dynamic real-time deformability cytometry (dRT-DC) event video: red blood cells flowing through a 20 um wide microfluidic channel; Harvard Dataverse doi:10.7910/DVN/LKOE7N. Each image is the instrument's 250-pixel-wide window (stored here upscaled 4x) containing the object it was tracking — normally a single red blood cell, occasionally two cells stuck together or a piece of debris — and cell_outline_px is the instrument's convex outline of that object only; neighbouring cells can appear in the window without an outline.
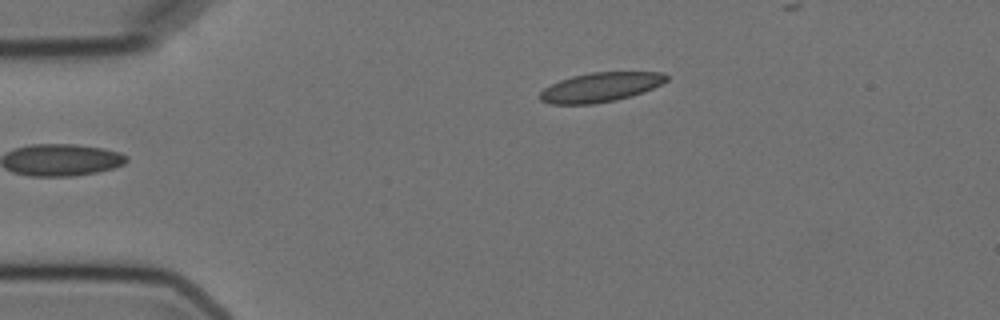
{"species": "Egyptian fruit bat (a non-hibernating species)", "species_latin": "Rousettus aegyptiacus", "temperature_condition": "cold", "stored_images_in_passage": 2, "camera_frame_rate_fps": 3000, "um_per_image_px": 0.085, "animal": {"sex": "female"}, "frame": {"image": 1, "passage_image": 2, "time_ms": 1.0, "image_size_px": [1000, 320], "cell_outline_px": [[668, 80], [652, 88], [616, 100], [592, 104], [552, 104], [540, 100], [540, 92], [544, 88], [560, 80], [572, 76], [592, 72], [664, 72], [668, 76]], "centroid_in_image_um": [51.02, 7.4], "position_along_channel_um": 34.0, "area_um2": 21.39}}